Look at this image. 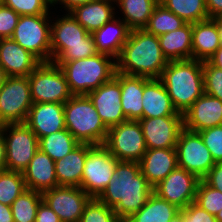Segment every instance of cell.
Listing matches in <instances>:
<instances>
[{
    "instance_id": "cell-44",
    "label": "cell",
    "mask_w": 222,
    "mask_h": 222,
    "mask_svg": "<svg viewBox=\"0 0 222 222\" xmlns=\"http://www.w3.org/2000/svg\"><path fill=\"white\" fill-rule=\"evenodd\" d=\"M202 180L222 192V163H216Z\"/></svg>"
},
{
    "instance_id": "cell-41",
    "label": "cell",
    "mask_w": 222,
    "mask_h": 222,
    "mask_svg": "<svg viewBox=\"0 0 222 222\" xmlns=\"http://www.w3.org/2000/svg\"><path fill=\"white\" fill-rule=\"evenodd\" d=\"M210 151L215 163H222V125L198 132Z\"/></svg>"
},
{
    "instance_id": "cell-53",
    "label": "cell",
    "mask_w": 222,
    "mask_h": 222,
    "mask_svg": "<svg viewBox=\"0 0 222 222\" xmlns=\"http://www.w3.org/2000/svg\"><path fill=\"white\" fill-rule=\"evenodd\" d=\"M217 222H222V209L215 215Z\"/></svg>"
},
{
    "instance_id": "cell-35",
    "label": "cell",
    "mask_w": 222,
    "mask_h": 222,
    "mask_svg": "<svg viewBox=\"0 0 222 222\" xmlns=\"http://www.w3.org/2000/svg\"><path fill=\"white\" fill-rule=\"evenodd\" d=\"M42 193L26 189L11 204L14 222H35Z\"/></svg>"
},
{
    "instance_id": "cell-5",
    "label": "cell",
    "mask_w": 222,
    "mask_h": 222,
    "mask_svg": "<svg viewBox=\"0 0 222 222\" xmlns=\"http://www.w3.org/2000/svg\"><path fill=\"white\" fill-rule=\"evenodd\" d=\"M64 72L72 95H87L109 82L116 72V60L105 54L68 62H54Z\"/></svg>"
},
{
    "instance_id": "cell-14",
    "label": "cell",
    "mask_w": 222,
    "mask_h": 222,
    "mask_svg": "<svg viewBox=\"0 0 222 222\" xmlns=\"http://www.w3.org/2000/svg\"><path fill=\"white\" fill-rule=\"evenodd\" d=\"M42 199L61 222H79L91 197L80 187L58 186L43 192Z\"/></svg>"
},
{
    "instance_id": "cell-1",
    "label": "cell",
    "mask_w": 222,
    "mask_h": 222,
    "mask_svg": "<svg viewBox=\"0 0 222 222\" xmlns=\"http://www.w3.org/2000/svg\"><path fill=\"white\" fill-rule=\"evenodd\" d=\"M115 175L97 199L112 208L120 219L138 212L153 193L138 162L118 161Z\"/></svg>"
},
{
    "instance_id": "cell-51",
    "label": "cell",
    "mask_w": 222,
    "mask_h": 222,
    "mask_svg": "<svg viewBox=\"0 0 222 222\" xmlns=\"http://www.w3.org/2000/svg\"><path fill=\"white\" fill-rule=\"evenodd\" d=\"M214 20L217 22L220 42H221V45H222V17L221 18H215Z\"/></svg>"
},
{
    "instance_id": "cell-18",
    "label": "cell",
    "mask_w": 222,
    "mask_h": 222,
    "mask_svg": "<svg viewBox=\"0 0 222 222\" xmlns=\"http://www.w3.org/2000/svg\"><path fill=\"white\" fill-rule=\"evenodd\" d=\"M220 125H222V101L206 93L183 113V128L192 132Z\"/></svg>"
},
{
    "instance_id": "cell-40",
    "label": "cell",
    "mask_w": 222,
    "mask_h": 222,
    "mask_svg": "<svg viewBox=\"0 0 222 222\" xmlns=\"http://www.w3.org/2000/svg\"><path fill=\"white\" fill-rule=\"evenodd\" d=\"M204 93L222 101V69L203 61Z\"/></svg>"
},
{
    "instance_id": "cell-25",
    "label": "cell",
    "mask_w": 222,
    "mask_h": 222,
    "mask_svg": "<svg viewBox=\"0 0 222 222\" xmlns=\"http://www.w3.org/2000/svg\"><path fill=\"white\" fill-rule=\"evenodd\" d=\"M93 147L90 144H79L64 158L55 161V172L59 186H81L86 154Z\"/></svg>"
},
{
    "instance_id": "cell-50",
    "label": "cell",
    "mask_w": 222,
    "mask_h": 222,
    "mask_svg": "<svg viewBox=\"0 0 222 222\" xmlns=\"http://www.w3.org/2000/svg\"><path fill=\"white\" fill-rule=\"evenodd\" d=\"M208 61L215 67L222 69V45Z\"/></svg>"
},
{
    "instance_id": "cell-34",
    "label": "cell",
    "mask_w": 222,
    "mask_h": 222,
    "mask_svg": "<svg viewBox=\"0 0 222 222\" xmlns=\"http://www.w3.org/2000/svg\"><path fill=\"white\" fill-rule=\"evenodd\" d=\"M185 22L182 18H179L172 11L167 10L162 4H158L149 18L144 30L150 34L159 37L170 31L177 30L184 26Z\"/></svg>"
},
{
    "instance_id": "cell-9",
    "label": "cell",
    "mask_w": 222,
    "mask_h": 222,
    "mask_svg": "<svg viewBox=\"0 0 222 222\" xmlns=\"http://www.w3.org/2000/svg\"><path fill=\"white\" fill-rule=\"evenodd\" d=\"M103 146L118 161L138 163L147 150L141 124L134 120L110 127Z\"/></svg>"
},
{
    "instance_id": "cell-38",
    "label": "cell",
    "mask_w": 222,
    "mask_h": 222,
    "mask_svg": "<svg viewBox=\"0 0 222 222\" xmlns=\"http://www.w3.org/2000/svg\"><path fill=\"white\" fill-rule=\"evenodd\" d=\"M195 203L208 213L216 215L222 209V192L200 180L197 186Z\"/></svg>"
},
{
    "instance_id": "cell-4",
    "label": "cell",
    "mask_w": 222,
    "mask_h": 222,
    "mask_svg": "<svg viewBox=\"0 0 222 222\" xmlns=\"http://www.w3.org/2000/svg\"><path fill=\"white\" fill-rule=\"evenodd\" d=\"M64 15L51 20V62L74 61L97 54L91 33L70 12Z\"/></svg>"
},
{
    "instance_id": "cell-16",
    "label": "cell",
    "mask_w": 222,
    "mask_h": 222,
    "mask_svg": "<svg viewBox=\"0 0 222 222\" xmlns=\"http://www.w3.org/2000/svg\"><path fill=\"white\" fill-rule=\"evenodd\" d=\"M87 96L108 129L127 121L121 106L120 72H115L109 82L92 90Z\"/></svg>"
},
{
    "instance_id": "cell-24",
    "label": "cell",
    "mask_w": 222,
    "mask_h": 222,
    "mask_svg": "<svg viewBox=\"0 0 222 222\" xmlns=\"http://www.w3.org/2000/svg\"><path fill=\"white\" fill-rule=\"evenodd\" d=\"M26 189L40 193L58 187L55 161L39 149L23 171Z\"/></svg>"
},
{
    "instance_id": "cell-39",
    "label": "cell",
    "mask_w": 222,
    "mask_h": 222,
    "mask_svg": "<svg viewBox=\"0 0 222 222\" xmlns=\"http://www.w3.org/2000/svg\"><path fill=\"white\" fill-rule=\"evenodd\" d=\"M2 4L13 9L18 15L51 14V0H2Z\"/></svg>"
},
{
    "instance_id": "cell-43",
    "label": "cell",
    "mask_w": 222,
    "mask_h": 222,
    "mask_svg": "<svg viewBox=\"0 0 222 222\" xmlns=\"http://www.w3.org/2000/svg\"><path fill=\"white\" fill-rule=\"evenodd\" d=\"M184 222H217L215 215L208 213L195 202L180 210Z\"/></svg>"
},
{
    "instance_id": "cell-47",
    "label": "cell",
    "mask_w": 222,
    "mask_h": 222,
    "mask_svg": "<svg viewBox=\"0 0 222 222\" xmlns=\"http://www.w3.org/2000/svg\"><path fill=\"white\" fill-rule=\"evenodd\" d=\"M92 0H51L52 8L53 6L57 4H62L64 10L67 12H70L72 9H74L76 6L83 5L85 3H88ZM59 2V3H58Z\"/></svg>"
},
{
    "instance_id": "cell-28",
    "label": "cell",
    "mask_w": 222,
    "mask_h": 222,
    "mask_svg": "<svg viewBox=\"0 0 222 222\" xmlns=\"http://www.w3.org/2000/svg\"><path fill=\"white\" fill-rule=\"evenodd\" d=\"M158 39L168 61L192 59V23L160 35Z\"/></svg>"
},
{
    "instance_id": "cell-10",
    "label": "cell",
    "mask_w": 222,
    "mask_h": 222,
    "mask_svg": "<svg viewBox=\"0 0 222 222\" xmlns=\"http://www.w3.org/2000/svg\"><path fill=\"white\" fill-rule=\"evenodd\" d=\"M6 146L5 169L21 172L38 151V137L25 123L1 125Z\"/></svg>"
},
{
    "instance_id": "cell-3",
    "label": "cell",
    "mask_w": 222,
    "mask_h": 222,
    "mask_svg": "<svg viewBox=\"0 0 222 222\" xmlns=\"http://www.w3.org/2000/svg\"><path fill=\"white\" fill-rule=\"evenodd\" d=\"M159 80L174 108L183 114L204 94L203 62L194 59L169 61Z\"/></svg>"
},
{
    "instance_id": "cell-30",
    "label": "cell",
    "mask_w": 222,
    "mask_h": 222,
    "mask_svg": "<svg viewBox=\"0 0 222 222\" xmlns=\"http://www.w3.org/2000/svg\"><path fill=\"white\" fill-rule=\"evenodd\" d=\"M180 214V209L174 204L152 193L145 205L129 219L132 222H171Z\"/></svg>"
},
{
    "instance_id": "cell-31",
    "label": "cell",
    "mask_w": 222,
    "mask_h": 222,
    "mask_svg": "<svg viewBox=\"0 0 222 222\" xmlns=\"http://www.w3.org/2000/svg\"><path fill=\"white\" fill-rule=\"evenodd\" d=\"M116 6L121 11V19L131 29H144L154 8L159 4L157 0H116Z\"/></svg>"
},
{
    "instance_id": "cell-32",
    "label": "cell",
    "mask_w": 222,
    "mask_h": 222,
    "mask_svg": "<svg viewBox=\"0 0 222 222\" xmlns=\"http://www.w3.org/2000/svg\"><path fill=\"white\" fill-rule=\"evenodd\" d=\"M79 144L66 128L38 139L39 150L54 161L64 158Z\"/></svg>"
},
{
    "instance_id": "cell-29",
    "label": "cell",
    "mask_w": 222,
    "mask_h": 222,
    "mask_svg": "<svg viewBox=\"0 0 222 222\" xmlns=\"http://www.w3.org/2000/svg\"><path fill=\"white\" fill-rule=\"evenodd\" d=\"M121 106L127 120L142 119L143 77L120 73Z\"/></svg>"
},
{
    "instance_id": "cell-42",
    "label": "cell",
    "mask_w": 222,
    "mask_h": 222,
    "mask_svg": "<svg viewBox=\"0 0 222 222\" xmlns=\"http://www.w3.org/2000/svg\"><path fill=\"white\" fill-rule=\"evenodd\" d=\"M19 18L20 15L13 9L0 5V39L11 38Z\"/></svg>"
},
{
    "instance_id": "cell-49",
    "label": "cell",
    "mask_w": 222,
    "mask_h": 222,
    "mask_svg": "<svg viewBox=\"0 0 222 222\" xmlns=\"http://www.w3.org/2000/svg\"><path fill=\"white\" fill-rule=\"evenodd\" d=\"M6 161V146L4 141V135L0 126V171L5 169Z\"/></svg>"
},
{
    "instance_id": "cell-2",
    "label": "cell",
    "mask_w": 222,
    "mask_h": 222,
    "mask_svg": "<svg viewBox=\"0 0 222 222\" xmlns=\"http://www.w3.org/2000/svg\"><path fill=\"white\" fill-rule=\"evenodd\" d=\"M168 62L156 35L134 29L116 60V72L159 79Z\"/></svg>"
},
{
    "instance_id": "cell-37",
    "label": "cell",
    "mask_w": 222,
    "mask_h": 222,
    "mask_svg": "<svg viewBox=\"0 0 222 222\" xmlns=\"http://www.w3.org/2000/svg\"><path fill=\"white\" fill-rule=\"evenodd\" d=\"M79 222H120V218L97 198H91L85 205Z\"/></svg>"
},
{
    "instance_id": "cell-27",
    "label": "cell",
    "mask_w": 222,
    "mask_h": 222,
    "mask_svg": "<svg viewBox=\"0 0 222 222\" xmlns=\"http://www.w3.org/2000/svg\"><path fill=\"white\" fill-rule=\"evenodd\" d=\"M115 1L112 0H92L83 5L76 6L70 14L89 33L100 29L115 16Z\"/></svg>"
},
{
    "instance_id": "cell-7",
    "label": "cell",
    "mask_w": 222,
    "mask_h": 222,
    "mask_svg": "<svg viewBox=\"0 0 222 222\" xmlns=\"http://www.w3.org/2000/svg\"><path fill=\"white\" fill-rule=\"evenodd\" d=\"M50 14L21 15L11 36L40 62H51Z\"/></svg>"
},
{
    "instance_id": "cell-22",
    "label": "cell",
    "mask_w": 222,
    "mask_h": 222,
    "mask_svg": "<svg viewBox=\"0 0 222 222\" xmlns=\"http://www.w3.org/2000/svg\"><path fill=\"white\" fill-rule=\"evenodd\" d=\"M142 118L183 116L173 106L166 88L159 79L143 77Z\"/></svg>"
},
{
    "instance_id": "cell-26",
    "label": "cell",
    "mask_w": 222,
    "mask_h": 222,
    "mask_svg": "<svg viewBox=\"0 0 222 222\" xmlns=\"http://www.w3.org/2000/svg\"><path fill=\"white\" fill-rule=\"evenodd\" d=\"M220 46L217 22L213 18L192 23V59L208 61Z\"/></svg>"
},
{
    "instance_id": "cell-20",
    "label": "cell",
    "mask_w": 222,
    "mask_h": 222,
    "mask_svg": "<svg viewBox=\"0 0 222 222\" xmlns=\"http://www.w3.org/2000/svg\"><path fill=\"white\" fill-rule=\"evenodd\" d=\"M40 63L13 39H0V65L8 77L29 76Z\"/></svg>"
},
{
    "instance_id": "cell-55",
    "label": "cell",
    "mask_w": 222,
    "mask_h": 222,
    "mask_svg": "<svg viewBox=\"0 0 222 222\" xmlns=\"http://www.w3.org/2000/svg\"><path fill=\"white\" fill-rule=\"evenodd\" d=\"M120 222H132L129 218L120 219Z\"/></svg>"
},
{
    "instance_id": "cell-52",
    "label": "cell",
    "mask_w": 222,
    "mask_h": 222,
    "mask_svg": "<svg viewBox=\"0 0 222 222\" xmlns=\"http://www.w3.org/2000/svg\"><path fill=\"white\" fill-rule=\"evenodd\" d=\"M8 76L6 75L4 69L2 68V66L0 65V88L2 87L3 83L5 82L6 78Z\"/></svg>"
},
{
    "instance_id": "cell-6",
    "label": "cell",
    "mask_w": 222,
    "mask_h": 222,
    "mask_svg": "<svg viewBox=\"0 0 222 222\" xmlns=\"http://www.w3.org/2000/svg\"><path fill=\"white\" fill-rule=\"evenodd\" d=\"M66 129L80 144L103 145L108 128L87 95H73L64 103Z\"/></svg>"
},
{
    "instance_id": "cell-45",
    "label": "cell",
    "mask_w": 222,
    "mask_h": 222,
    "mask_svg": "<svg viewBox=\"0 0 222 222\" xmlns=\"http://www.w3.org/2000/svg\"><path fill=\"white\" fill-rule=\"evenodd\" d=\"M35 222H61L58 215L42 201L37 209Z\"/></svg>"
},
{
    "instance_id": "cell-48",
    "label": "cell",
    "mask_w": 222,
    "mask_h": 222,
    "mask_svg": "<svg viewBox=\"0 0 222 222\" xmlns=\"http://www.w3.org/2000/svg\"><path fill=\"white\" fill-rule=\"evenodd\" d=\"M0 222H14L11 206L0 203Z\"/></svg>"
},
{
    "instance_id": "cell-8",
    "label": "cell",
    "mask_w": 222,
    "mask_h": 222,
    "mask_svg": "<svg viewBox=\"0 0 222 222\" xmlns=\"http://www.w3.org/2000/svg\"><path fill=\"white\" fill-rule=\"evenodd\" d=\"M28 79L33 103L64 104L73 96L64 72L54 62H41Z\"/></svg>"
},
{
    "instance_id": "cell-13",
    "label": "cell",
    "mask_w": 222,
    "mask_h": 222,
    "mask_svg": "<svg viewBox=\"0 0 222 222\" xmlns=\"http://www.w3.org/2000/svg\"><path fill=\"white\" fill-rule=\"evenodd\" d=\"M178 167L202 180L216 164L198 132L183 128L176 143Z\"/></svg>"
},
{
    "instance_id": "cell-19",
    "label": "cell",
    "mask_w": 222,
    "mask_h": 222,
    "mask_svg": "<svg viewBox=\"0 0 222 222\" xmlns=\"http://www.w3.org/2000/svg\"><path fill=\"white\" fill-rule=\"evenodd\" d=\"M39 138L66 128L64 104L33 103L24 122Z\"/></svg>"
},
{
    "instance_id": "cell-33",
    "label": "cell",
    "mask_w": 222,
    "mask_h": 222,
    "mask_svg": "<svg viewBox=\"0 0 222 222\" xmlns=\"http://www.w3.org/2000/svg\"><path fill=\"white\" fill-rule=\"evenodd\" d=\"M159 3L187 23L209 19L206 0H161Z\"/></svg>"
},
{
    "instance_id": "cell-23",
    "label": "cell",
    "mask_w": 222,
    "mask_h": 222,
    "mask_svg": "<svg viewBox=\"0 0 222 222\" xmlns=\"http://www.w3.org/2000/svg\"><path fill=\"white\" fill-rule=\"evenodd\" d=\"M120 18L115 16L100 29L91 33L97 53L108 55L115 60L121 54L123 45L126 43L131 31Z\"/></svg>"
},
{
    "instance_id": "cell-11",
    "label": "cell",
    "mask_w": 222,
    "mask_h": 222,
    "mask_svg": "<svg viewBox=\"0 0 222 222\" xmlns=\"http://www.w3.org/2000/svg\"><path fill=\"white\" fill-rule=\"evenodd\" d=\"M32 104L28 76L7 77L0 88V126L24 123Z\"/></svg>"
},
{
    "instance_id": "cell-12",
    "label": "cell",
    "mask_w": 222,
    "mask_h": 222,
    "mask_svg": "<svg viewBox=\"0 0 222 222\" xmlns=\"http://www.w3.org/2000/svg\"><path fill=\"white\" fill-rule=\"evenodd\" d=\"M118 160L103 145L94 146L87 154L80 188L97 198L115 175Z\"/></svg>"
},
{
    "instance_id": "cell-36",
    "label": "cell",
    "mask_w": 222,
    "mask_h": 222,
    "mask_svg": "<svg viewBox=\"0 0 222 222\" xmlns=\"http://www.w3.org/2000/svg\"><path fill=\"white\" fill-rule=\"evenodd\" d=\"M24 190L25 180L21 172L6 169L0 171V203L11 206Z\"/></svg>"
},
{
    "instance_id": "cell-17",
    "label": "cell",
    "mask_w": 222,
    "mask_h": 222,
    "mask_svg": "<svg viewBox=\"0 0 222 222\" xmlns=\"http://www.w3.org/2000/svg\"><path fill=\"white\" fill-rule=\"evenodd\" d=\"M147 149L176 148L183 129V116H162L139 120Z\"/></svg>"
},
{
    "instance_id": "cell-46",
    "label": "cell",
    "mask_w": 222,
    "mask_h": 222,
    "mask_svg": "<svg viewBox=\"0 0 222 222\" xmlns=\"http://www.w3.org/2000/svg\"><path fill=\"white\" fill-rule=\"evenodd\" d=\"M206 9L209 18L222 17V0H206Z\"/></svg>"
},
{
    "instance_id": "cell-15",
    "label": "cell",
    "mask_w": 222,
    "mask_h": 222,
    "mask_svg": "<svg viewBox=\"0 0 222 222\" xmlns=\"http://www.w3.org/2000/svg\"><path fill=\"white\" fill-rule=\"evenodd\" d=\"M200 179L181 167H176L163 181L153 188L160 198L177 206L180 210L195 202Z\"/></svg>"
},
{
    "instance_id": "cell-21",
    "label": "cell",
    "mask_w": 222,
    "mask_h": 222,
    "mask_svg": "<svg viewBox=\"0 0 222 222\" xmlns=\"http://www.w3.org/2000/svg\"><path fill=\"white\" fill-rule=\"evenodd\" d=\"M139 164L142 174L154 188L178 166L176 148L147 149Z\"/></svg>"
},
{
    "instance_id": "cell-54",
    "label": "cell",
    "mask_w": 222,
    "mask_h": 222,
    "mask_svg": "<svg viewBox=\"0 0 222 222\" xmlns=\"http://www.w3.org/2000/svg\"><path fill=\"white\" fill-rule=\"evenodd\" d=\"M171 222H184L183 221V217L181 214H179V216H177L174 220H172Z\"/></svg>"
}]
</instances>
